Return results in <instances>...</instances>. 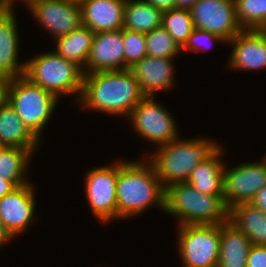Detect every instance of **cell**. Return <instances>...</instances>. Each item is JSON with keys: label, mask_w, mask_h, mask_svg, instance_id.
<instances>
[{"label": "cell", "mask_w": 266, "mask_h": 267, "mask_svg": "<svg viewBox=\"0 0 266 267\" xmlns=\"http://www.w3.org/2000/svg\"><path fill=\"white\" fill-rule=\"evenodd\" d=\"M79 4L82 25L93 32L123 29L126 0H83Z\"/></svg>", "instance_id": "obj_17"}, {"label": "cell", "mask_w": 266, "mask_h": 267, "mask_svg": "<svg viewBox=\"0 0 266 267\" xmlns=\"http://www.w3.org/2000/svg\"><path fill=\"white\" fill-rule=\"evenodd\" d=\"M13 237L10 235V233L6 230L3 222L0 219V247L2 244H5L8 242V240L12 239Z\"/></svg>", "instance_id": "obj_36"}, {"label": "cell", "mask_w": 266, "mask_h": 267, "mask_svg": "<svg viewBox=\"0 0 266 267\" xmlns=\"http://www.w3.org/2000/svg\"><path fill=\"white\" fill-rule=\"evenodd\" d=\"M250 239L229 221L221 224L220 253L217 267H246Z\"/></svg>", "instance_id": "obj_20"}, {"label": "cell", "mask_w": 266, "mask_h": 267, "mask_svg": "<svg viewBox=\"0 0 266 267\" xmlns=\"http://www.w3.org/2000/svg\"><path fill=\"white\" fill-rule=\"evenodd\" d=\"M178 251L184 267H217L221 224L179 225Z\"/></svg>", "instance_id": "obj_7"}, {"label": "cell", "mask_w": 266, "mask_h": 267, "mask_svg": "<svg viewBox=\"0 0 266 267\" xmlns=\"http://www.w3.org/2000/svg\"><path fill=\"white\" fill-rule=\"evenodd\" d=\"M124 69L123 29L95 33L84 74Z\"/></svg>", "instance_id": "obj_14"}, {"label": "cell", "mask_w": 266, "mask_h": 267, "mask_svg": "<svg viewBox=\"0 0 266 267\" xmlns=\"http://www.w3.org/2000/svg\"><path fill=\"white\" fill-rule=\"evenodd\" d=\"M7 102L25 127L40 140V134L55 110L58 98L20 76L10 80Z\"/></svg>", "instance_id": "obj_6"}, {"label": "cell", "mask_w": 266, "mask_h": 267, "mask_svg": "<svg viewBox=\"0 0 266 267\" xmlns=\"http://www.w3.org/2000/svg\"><path fill=\"white\" fill-rule=\"evenodd\" d=\"M222 153L220 148L211 158L199 163L186 182L201 193L223 196L224 168L227 167L220 159Z\"/></svg>", "instance_id": "obj_21"}, {"label": "cell", "mask_w": 266, "mask_h": 267, "mask_svg": "<svg viewBox=\"0 0 266 267\" xmlns=\"http://www.w3.org/2000/svg\"><path fill=\"white\" fill-rule=\"evenodd\" d=\"M199 0H176V8L190 9Z\"/></svg>", "instance_id": "obj_37"}, {"label": "cell", "mask_w": 266, "mask_h": 267, "mask_svg": "<svg viewBox=\"0 0 266 267\" xmlns=\"http://www.w3.org/2000/svg\"><path fill=\"white\" fill-rule=\"evenodd\" d=\"M14 0H0V6H9V5H13Z\"/></svg>", "instance_id": "obj_38"}, {"label": "cell", "mask_w": 266, "mask_h": 267, "mask_svg": "<svg viewBox=\"0 0 266 267\" xmlns=\"http://www.w3.org/2000/svg\"><path fill=\"white\" fill-rule=\"evenodd\" d=\"M31 154L29 149L3 147L0 151V178L11 181L16 187L28 184L25 172Z\"/></svg>", "instance_id": "obj_25"}, {"label": "cell", "mask_w": 266, "mask_h": 267, "mask_svg": "<svg viewBox=\"0 0 266 267\" xmlns=\"http://www.w3.org/2000/svg\"><path fill=\"white\" fill-rule=\"evenodd\" d=\"M162 26L182 48L194 29L189 9L173 8L162 13Z\"/></svg>", "instance_id": "obj_26"}, {"label": "cell", "mask_w": 266, "mask_h": 267, "mask_svg": "<svg viewBox=\"0 0 266 267\" xmlns=\"http://www.w3.org/2000/svg\"><path fill=\"white\" fill-rule=\"evenodd\" d=\"M173 58L145 56L136 62L130 71L139 83L144 96L153 95L156 91L169 89L174 82Z\"/></svg>", "instance_id": "obj_18"}, {"label": "cell", "mask_w": 266, "mask_h": 267, "mask_svg": "<svg viewBox=\"0 0 266 267\" xmlns=\"http://www.w3.org/2000/svg\"><path fill=\"white\" fill-rule=\"evenodd\" d=\"M246 267H266L265 245H252L250 247Z\"/></svg>", "instance_id": "obj_31"}, {"label": "cell", "mask_w": 266, "mask_h": 267, "mask_svg": "<svg viewBox=\"0 0 266 267\" xmlns=\"http://www.w3.org/2000/svg\"><path fill=\"white\" fill-rule=\"evenodd\" d=\"M217 40V42H226L225 39H223L222 37L213 34L211 32H208L206 30L203 29H198V28H194L193 31L191 32V35L188 37L187 42L185 43V45L181 48V49H185V50H195V51H199L200 49H208L210 48L209 44L207 45V43H211V42H215ZM206 43V47L208 46V48H204L202 46V44L204 45V42Z\"/></svg>", "instance_id": "obj_30"}, {"label": "cell", "mask_w": 266, "mask_h": 267, "mask_svg": "<svg viewBox=\"0 0 266 267\" xmlns=\"http://www.w3.org/2000/svg\"><path fill=\"white\" fill-rule=\"evenodd\" d=\"M165 213L179 218L178 225L223 224L229 221L224 196L201 193L187 182L165 188Z\"/></svg>", "instance_id": "obj_4"}, {"label": "cell", "mask_w": 266, "mask_h": 267, "mask_svg": "<svg viewBox=\"0 0 266 267\" xmlns=\"http://www.w3.org/2000/svg\"><path fill=\"white\" fill-rule=\"evenodd\" d=\"M262 31L266 34V26L262 29Z\"/></svg>", "instance_id": "obj_40"}, {"label": "cell", "mask_w": 266, "mask_h": 267, "mask_svg": "<svg viewBox=\"0 0 266 267\" xmlns=\"http://www.w3.org/2000/svg\"><path fill=\"white\" fill-rule=\"evenodd\" d=\"M116 197L119 219L138 215L153 204L165 210V188L153 165L145 160L118 162Z\"/></svg>", "instance_id": "obj_2"}, {"label": "cell", "mask_w": 266, "mask_h": 267, "mask_svg": "<svg viewBox=\"0 0 266 267\" xmlns=\"http://www.w3.org/2000/svg\"><path fill=\"white\" fill-rule=\"evenodd\" d=\"M71 1H74V2L80 3V2H82L83 0H71Z\"/></svg>", "instance_id": "obj_39"}, {"label": "cell", "mask_w": 266, "mask_h": 267, "mask_svg": "<svg viewBox=\"0 0 266 267\" xmlns=\"http://www.w3.org/2000/svg\"><path fill=\"white\" fill-rule=\"evenodd\" d=\"M229 222L243 232L252 245L266 246V213L251 203H241L229 209Z\"/></svg>", "instance_id": "obj_22"}, {"label": "cell", "mask_w": 266, "mask_h": 267, "mask_svg": "<svg viewBox=\"0 0 266 267\" xmlns=\"http://www.w3.org/2000/svg\"><path fill=\"white\" fill-rule=\"evenodd\" d=\"M236 17L243 30L266 26V0H234Z\"/></svg>", "instance_id": "obj_27"}, {"label": "cell", "mask_w": 266, "mask_h": 267, "mask_svg": "<svg viewBox=\"0 0 266 267\" xmlns=\"http://www.w3.org/2000/svg\"><path fill=\"white\" fill-rule=\"evenodd\" d=\"M29 11L53 37L69 34L82 25L80 4L71 0H23Z\"/></svg>", "instance_id": "obj_12"}, {"label": "cell", "mask_w": 266, "mask_h": 267, "mask_svg": "<svg viewBox=\"0 0 266 267\" xmlns=\"http://www.w3.org/2000/svg\"><path fill=\"white\" fill-rule=\"evenodd\" d=\"M144 97L130 69L84 74L79 103L106 114L129 116Z\"/></svg>", "instance_id": "obj_1"}, {"label": "cell", "mask_w": 266, "mask_h": 267, "mask_svg": "<svg viewBox=\"0 0 266 267\" xmlns=\"http://www.w3.org/2000/svg\"><path fill=\"white\" fill-rule=\"evenodd\" d=\"M162 11L145 0H126L123 28L149 33L162 26Z\"/></svg>", "instance_id": "obj_24"}, {"label": "cell", "mask_w": 266, "mask_h": 267, "mask_svg": "<svg viewBox=\"0 0 266 267\" xmlns=\"http://www.w3.org/2000/svg\"><path fill=\"white\" fill-rule=\"evenodd\" d=\"M254 207L261 209L266 213V184L256 193L253 200L250 202Z\"/></svg>", "instance_id": "obj_32"}, {"label": "cell", "mask_w": 266, "mask_h": 267, "mask_svg": "<svg viewBox=\"0 0 266 267\" xmlns=\"http://www.w3.org/2000/svg\"><path fill=\"white\" fill-rule=\"evenodd\" d=\"M10 80L9 78L0 76V107L7 103Z\"/></svg>", "instance_id": "obj_33"}, {"label": "cell", "mask_w": 266, "mask_h": 267, "mask_svg": "<svg viewBox=\"0 0 266 267\" xmlns=\"http://www.w3.org/2000/svg\"><path fill=\"white\" fill-rule=\"evenodd\" d=\"M227 43L234 46L228 62L231 68L258 70L266 67V34L262 30H242Z\"/></svg>", "instance_id": "obj_16"}, {"label": "cell", "mask_w": 266, "mask_h": 267, "mask_svg": "<svg viewBox=\"0 0 266 267\" xmlns=\"http://www.w3.org/2000/svg\"><path fill=\"white\" fill-rule=\"evenodd\" d=\"M117 178L118 162L111 166L96 167L87 172L84 183L86 196L91 211L100 222L117 219Z\"/></svg>", "instance_id": "obj_9"}, {"label": "cell", "mask_w": 266, "mask_h": 267, "mask_svg": "<svg viewBox=\"0 0 266 267\" xmlns=\"http://www.w3.org/2000/svg\"><path fill=\"white\" fill-rule=\"evenodd\" d=\"M145 39L148 56L174 58L182 50L163 26L146 33Z\"/></svg>", "instance_id": "obj_28"}, {"label": "cell", "mask_w": 266, "mask_h": 267, "mask_svg": "<svg viewBox=\"0 0 266 267\" xmlns=\"http://www.w3.org/2000/svg\"><path fill=\"white\" fill-rule=\"evenodd\" d=\"M39 142L8 102L0 107V145L29 149L33 153Z\"/></svg>", "instance_id": "obj_19"}, {"label": "cell", "mask_w": 266, "mask_h": 267, "mask_svg": "<svg viewBox=\"0 0 266 267\" xmlns=\"http://www.w3.org/2000/svg\"><path fill=\"white\" fill-rule=\"evenodd\" d=\"M35 204L31 183L15 188L0 199V219L13 238L23 233L33 222Z\"/></svg>", "instance_id": "obj_13"}, {"label": "cell", "mask_w": 266, "mask_h": 267, "mask_svg": "<svg viewBox=\"0 0 266 267\" xmlns=\"http://www.w3.org/2000/svg\"><path fill=\"white\" fill-rule=\"evenodd\" d=\"M189 11L194 28L216 34L226 42L243 30L237 21L234 0H199Z\"/></svg>", "instance_id": "obj_10"}, {"label": "cell", "mask_w": 266, "mask_h": 267, "mask_svg": "<svg viewBox=\"0 0 266 267\" xmlns=\"http://www.w3.org/2000/svg\"><path fill=\"white\" fill-rule=\"evenodd\" d=\"M15 188L17 187L11 181L2 180L0 178V199L11 193Z\"/></svg>", "instance_id": "obj_35"}, {"label": "cell", "mask_w": 266, "mask_h": 267, "mask_svg": "<svg viewBox=\"0 0 266 267\" xmlns=\"http://www.w3.org/2000/svg\"><path fill=\"white\" fill-rule=\"evenodd\" d=\"M155 96H144L132 109L129 116L133 129L148 141L163 146L178 138V132L173 116L156 103Z\"/></svg>", "instance_id": "obj_8"}, {"label": "cell", "mask_w": 266, "mask_h": 267, "mask_svg": "<svg viewBox=\"0 0 266 267\" xmlns=\"http://www.w3.org/2000/svg\"><path fill=\"white\" fill-rule=\"evenodd\" d=\"M24 77L31 83L54 94L78 93L81 96L84 71L77 64L66 60L55 52L35 56L25 62Z\"/></svg>", "instance_id": "obj_5"}, {"label": "cell", "mask_w": 266, "mask_h": 267, "mask_svg": "<svg viewBox=\"0 0 266 267\" xmlns=\"http://www.w3.org/2000/svg\"><path fill=\"white\" fill-rule=\"evenodd\" d=\"M265 184L266 157L257 163L224 168V202L229 209L241 203H250Z\"/></svg>", "instance_id": "obj_11"}, {"label": "cell", "mask_w": 266, "mask_h": 267, "mask_svg": "<svg viewBox=\"0 0 266 267\" xmlns=\"http://www.w3.org/2000/svg\"><path fill=\"white\" fill-rule=\"evenodd\" d=\"M95 32L90 28L81 25L67 35L56 38V54L71 61L83 70L88 60Z\"/></svg>", "instance_id": "obj_23"}, {"label": "cell", "mask_w": 266, "mask_h": 267, "mask_svg": "<svg viewBox=\"0 0 266 267\" xmlns=\"http://www.w3.org/2000/svg\"><path fill=\"white\" fill-rule=\"evenodd\" d=\"M174 139L157 147L147 160L153 165L164 188L186 182L193 169L201 162L211 158L221 146L210 139Z\"/></svg>", "instance_id": "obj_3"}, {"label": "cell", "mask_w": 266, "mask_h": 267, "mask_svg": "<svg viewBox=\"0 0 266 267\" xmlns=\"http://www.w3.org/2000/svg\"><path fill=\"white\" fill-rule=\"evenodd\" d=\"M162 12L176 8V0H145Z\"/></svg>", "instance_id": "obj_34"}, {"label": "cell", "mask_w": 266, "mask_h": 267, "mask_svg": "<svg viewBox=\"0 0 266 267\" xmlns=\"http://www.w3.org/2000/svg\"><path fill=\"white\" fill-rule=\"evenodd\" d=\"M125 69L147 56L145 34L123 28Z\"/></svg>", "instance_id": "obj_29"}, {"label": "cell", "mask_w": 266, "mask_h": 267, "mask_svg": "<svg viewBox=\"0 0 266 267\" xmlns=\"http://www.w3.org/2000/svg\"><path fill=\"white\" fill-rule=\"evenodd\" d=\"M13 6H0V76L9 79L23 76L26 65L18 62L20 38Z\"/></svg>", "instance_id": "obj_15"}]
</instances>
